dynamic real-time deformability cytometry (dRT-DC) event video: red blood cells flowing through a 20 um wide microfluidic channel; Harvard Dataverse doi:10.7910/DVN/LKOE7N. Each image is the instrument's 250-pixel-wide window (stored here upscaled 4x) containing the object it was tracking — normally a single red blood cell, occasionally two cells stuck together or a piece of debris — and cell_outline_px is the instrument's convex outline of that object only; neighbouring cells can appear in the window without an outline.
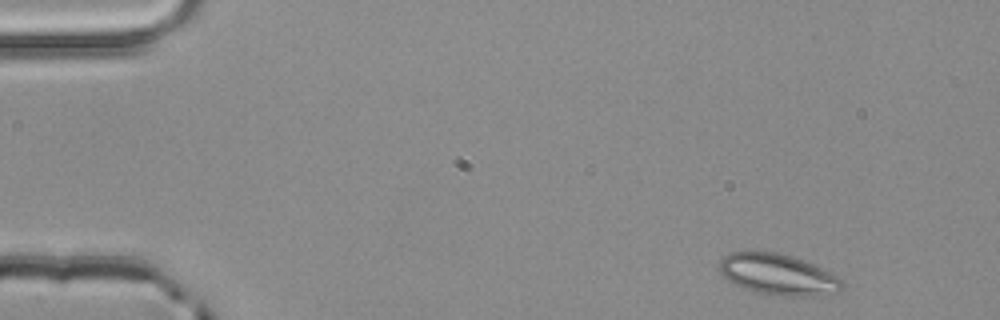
{"species": "common noctule bat (a hibernating species)", "species_latin": "Nyctalus noctula", "temperature_condition": "room temperature", "stored_images_in_passage": 3, "camera_frame_rate_fps": 3000, "um_per_image_px": 0.085, "animal": {"sex": "male", "body_mass_g": 20.4}, "frame": {"image": 1, "passage_image": 1, "time_ms": 0.0, "image_size_px": [1000, 320], "cell_outline_px": [[844, 284], [840, 292], [824, 296], [784, 296], [756, 292], [744, 288], [728, 280], [720, 272], [720, 260], [724, 256], [732, 252], [776, 252], [792, 256], [804, 260], [844, 280]], "centroid_in_image_um": [66.18, 23.35], "position_along_channel_um": 18.8, "area_um2": 29.25}}